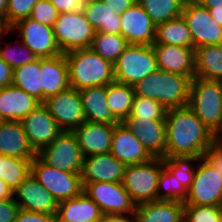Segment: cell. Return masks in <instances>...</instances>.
Segmentation results:
<instances>
[{
	"instance_id": "obj_1",
	"label": "cell",
	"mask_w": 222,
	"mask_h": 222,
	"mask_svg": "<svg viewBox=\"0 0 222 222\" xmlns=\"http://www.w3.org/2000/svg\"><path fill=\"white\" fill-rule=\"evenodd\" d=\"M165 125V157H203L206 149L218 138L188 105L168 109Z\"/></svg>"
},
{
	"instance_id": "obj_2",
	"label": "cell",
	"mask_w": 222,
	"mask_h": 222,
	"mask_svg": "<svg viewBox=\"0 0 222 222\" xmlns=\"http://www.w3.org/2000/svg\"><path fill=\"white\" fill-rule=\"evenodd\" d=\"M191 80L188 76L157 70L133 88L136 96L155 99L168 110L188 105Z\"/></svg>"
},
{
	"instance_id": "obj_3",
	"label": "cell",
	"mask_w": 222,
	"mask_h": 222,
	"mask_svg": "<svg viewBox=\"0 0 222 222\" xmlns=\"http://www.w3.org/2000/svg\"><path fill=\"white\" fill-rule=\"evenodd\" d=\"M65 57L68 63L70 87L78 91L106 86L115 81L114 65L91 48L68 52Z\"/></svg>"
},
{
	"instance_id": "obj_4",
	"label": "cell",
	"mask_w": 222,
	"mask_h": 222,
	"mask_svg": "<svg viewBox=\"0 0 222 222\" xmlns=\"http://www.w3.org/2000/svg\"><path fill=\"white\" fill-rule=\"evenodd\" d=\"M188 106L218 138L222 134V90L217 80L194 77Z\"/></svg>"
},
{
	"instance_id": "obj_5",
	"label": "cell",
	"mask_w": 222,
	"mask_h": 222,
	"mask_svg": "<svg viewBox=\"0 0 222 222\" xmlns=\"http://www.w3.org/2000/svg\"><path fill=\"white\" fill-rule=\"evenodd\" d=\"M113 65L115 81L131 86L158 70L152 45L129 44Z\"/></svg>"
},
{
	"instance_id": "obj_6",
	"label": "cell",
	"mask_w": 222,
	"mask_h": 222,
	"mask_svg": "<svg viewBox=\"0 0 222 222\" xmlns=\"http://www.w3.org/2000/svg\"><path fill=\"white\" fill-rule=\"evenodd\" d=\"M163 166V158L126 166L122 184L136 206L157 200L158 180Z\"/></svg>"
},
{
	"instance_id": "obj_7",
	"label": "cell",
	"mask_w": 222,
	"mask_h": 222,
	"mask_svg": "<svg viewBox=\"0 0 222 222\" xmlns=\"http://www.w3.org/2000/svg\"><path fill=\"white\" fill-rule=\"evenodd\" d=\"M53 32L62 54H66L90 48L96 31L83 11H74L60 13L54 22Z\"/></svg>"
},
{
	"instance_id": "obj_8",
	"label": "cell",
	"mask_w": 222,
	"mask_h": 222,
	"mask_svg": "<svg viewBox=\"0 0 222 222\" xmlns=\"http://www.w3.org/2000/svg\"><path fill=\"white\" fill-rule=\"evenodd\" d=\"M31 173L58 203L83 192L81 174L61 171L44 163L38 156L31 161Z\"/></svg>"
},
{
	"instance_id": "obj_9",
	"label": "cell",
	"mask_w": 222,
	"mask_h": 222,
	"mask_svg": "<svg viewBox=\"0 0 222 222\" xmlns=\"http://www.w3.org/2000/svg\"><path fill=\"white\" fill-rule=\"evenodd\" d=\"M37 156L46 164L70 173L82 172L83 155L72 131H62Z\"/></svg>"
},
{
	"instance_id": "obj_10",
	"label": "cell",
	"mask_w": 222,
	"mask_h": 222,
	"mask_svg": "<svg viewBox=\"0 0 222 222\" xmlns=\"http://www.w3.org/2000/svg\"><path fill=\"white\" fill-rule=\"evenodd\" d=\"M184 204L222 206V176L203 157L197 163Z\"/></svg>"
},
{
	"instance_id": "obj_11",
	"label": "cell",
	"mask_w": 222,
	"mask_h": 222,
	"mask_svg": "<svg viewBox=\"0 0 222 222\" xmlns=\"http://www.w3.org/2000/svg\"><path fill=\"white\" fill-rule=\"evenodd\" d=\"M182 16L192 35L193 48L222 44V26L209 14L207 8L195 0H186Z\"/></svg>"
},
{
	"instance_id": "obj_12",
	"label": "cell",
	"mask_w": 222,
	"mask_h": 222,
	"mask_svg": "<svg viewBox=\"0 0 222 222\" xmlns=\"http://www.w3.org/2000/svg\"><path fill=\"white\" fill-rule=\"evenodd\" d=\"M85 192L101 209L103 214H134L132 202L122 183L82 182Z\"/></svg>"
},
{
	"instance_id": "obj_13",
	"label": "cell",
	"mask_w": 222,
	"mask_h": 222,
	"mask_svg": "<svg viewBox=\"0 0 222 222\" xmlns=\"http://www.w3.org/2000/svg\"><path fill=\"white\" fill-rule=\"evenodd\" d=\"M10 30L19 33V40L27 46L37 58H51L62 54L53 27L41 24L30 17L14 24Z\"/></svg>"
},
{
	"instance_id": "obj_14",
	"label": "cell",
	"mask_w": 222,
	"mask_h": 222,
	"mask_svg": "<svg viewBox=\"0 0 222 222\" xmlns=\"http://www.w3.org/2000/svg\"><path fill=\"white\" fill-rule=\"evenodd\" d=\"M62 131H73L85 120L79 91L69 87L43 102Z\"/></svg>"
},
{
	"instance_id": "obj_15",
	"label": "cell",
	"mask_w": 222,
	"mask_h": 222,
	"mask_svg": "<svg viewBox=\"0 0 222 222\" xmlns=\"http://www.w3.org/2000/svg\"><path fill=\"white\" fill-rule=\"evenodd\" d=\"M20 123L36 153L48 146L62 132L43 103L21 119Z\"/></svg>"
},
{
	"instance_id": "obj_16",
	"label": "cell",
	"mask_w": 222,
	"mask_h": 222,
	"mask_svg": "<svg viewBox=\"0 0 222 222\" xmlns=\"http://www.w3.org/2000/svg\"><path fill=\"white\" fill-rule=\"evenodd\" d=\"M20 209L44 214H57L58 202L30 173L13 191Z\"/></svg>"
},
{
	"instance_id": "obj_17",
	"label": "cell",
	"mask_w": 222,
	"mask_h": 222,
	"mask_svg": "<svg viewBox=\"0 0 222 222\" xmlns=\"http://www.w3.org/2000/svg\"><path fill=\"white\" fill-rule=\"evenodd\" d=\"M121 35L128 44L153 45L156 26L136 1L120 14Z\"/></svg>"
},
{
	"instance_id": "obj_18",
	"label": "cell",
	"mask_w": 222,
	"mask_h": 222,
	"mask_svg": "<svg viewBox=\"0 0 222 222\" xmlns=\"http://www.w3.org/2000/svg\"><path fill=\"white\" fill-rule=\"evenodd\" d=\"M122 123L135 134L153 158H165V120H139V117H129Z\"/></svg>"
},
{
	"instance_id": "obj_19",
	"label": "cell",
	"mask_w": 222,
	"mask_h": 222,
	"mask_svg": "<svg viewBox=\"0 0 222 222\" xmlns=\"http://www.w3.org/2000/svg\"><path fill=\"white\" fill-rule=\"evenodd\" d=\"M109 153L126 166L143 164L153 158L123 123L114 126Z\"/></svg>"
},
{
	"instance_id": "obj_20",
	"label": "cell",
	"mask_w": 222,
	"mask_h": 222,
	"mask_svg": "<svg viewBox=\"0 0 222 222\" xmlns=\"http://www.w3.org/2000/svg\"><path fill=\"white\" fill-rule=\"evenodd\" d=\"M158 70L195 77V49L167 44L152 45Z\"/></svg>"
},
{
	"instance_id": "obj_21",
	"label": "cell",
	"mask_w": 222,
	"mask_h": 222,
	"mask_svg": "<svg viewBox=\"0 0 222 222\" xmlns=\"http://www.w3.org/2000/svg\"><path fill=\"white\" fill-rule=\"evenodd\" d=\"M126 165L110 153L86 156L83 159L82 182L122 183Z\"/></svg>"
},
{
	"instance_id": "obj_22",
	"label": "cell",
	"mask_w": 222,
	"mask_h": 222,
	"mask_svg": "<svg viewBox=\"0 0 222 222\" xmlns=\"http://www.w3.org/2000/svg\"><path fill=\"white\" fill-rule=\"evenodd\" d=\"M115 125L84 121L72 132L77 138L83 157L110 152Z\"/></svg>"
},
{
	"instance_id": "obj_23",
	"label": "cell",
	"mask_w": 222,
	"mask_h": 222,
	"mask_svg": "<svg viewBox=\"0 0 222 222\" xmlns=\"http://www.w3.org/2000/svg\"><path fill=\"white\" fill-rule=\"evenodd\" d=\"M41 103L70 87L69 69L65 54L41 58Z\"/></svg>"
},
{
	"instance_id": "obj_24",
	"label": "cell",
	"mask_w": 222,
	"mask_h": 222,
	"mask_svg": "<svg viewBox=\"0 0 222 222\" xmlns=\"http://www.w3.org/2000/svg\"><path fill=\"white\" fill-rule=\"evenodd\" d=\"M40 102L13 85L0 89V115L4 121H20Z\"/></svg>"
},
{
	"instance_id": "obj_25",
	"label": "cell",
	"mask_w": 222,
	"mask_h": 222,
	"mask_svg": "<svg viewBox=\"0 0 222 222\" xmlns=\"http://www.w3.org/2000/svg\"><path fill=\"white\" fill-rule=\"evenodd\" d=\"M100 207L85 193L75 198L59 202L57 222H101Z\"/></svg>"
},
{
	"instance_id": "obj_26",
	"label": "cell",
	"mask_w": 222,
	"mask_h": 222,
	"mask_svg": "<svg viewBox=\"0 0 222 222\" xmlns=\"http://www.w3.org/2000/svg\"><path fill=\"white\" fill-rule=\"evenodd\" d=\"M0 155L21 159H34L37 156L20 121H4L0 126Z\"/></svg>"
},
{
	"instance_id": "obj_27",
	"label": "cell",
	"mask_w": 222,
	"mask_h": 222,
	"mask_svg": "<svg viewBox=\"0 0 222 222\" xmlns=\"http://www.w3.org/2000/svg\"><path fill=\"white\" fill-rule=\"evenodd\" d=\"M135 222H184V202L155 200L135 207Z\"/></svg>"
},
{
	"instance_id": "obj_28",
	"label": "cell",
	"mask_w": 222,
	"mask_h": 222,
	"mask_svg": "<svg viewBox=\"0 0 222 222\" xmlns=\"http://www.w3.org/2000/svg\"><path fill=\"white\" fill-rule=\"evenodd\" d=\"M87 122L117 125L106 98V86L85 88L79 91Z\"/></svg>"
},
{
	"instance_id": "obj_29",
	"label": "cell",
	"mask_w": 222,
	"mask_h": 222,
	"mask_svg": "<svg viewBox=\"0 0 222 222\" xmlns=\"http://www.w3.org/2000/svg\"><path fill=\"white\" fill-rule=\"evenodd\" d=\"M82 11L96 32L121 34L120 14L106 6L102 0L84 2Z\"/></svg>"
},
{
	"instance_id": "obj_30",
	"label": "cell",
	"mask_w": 222,
	"mask_h": 222,
	"mask_svg": "<svg viewBox=\"0 0 222 222\" xmlns=\"http://www.w3.org/2000/svg\"><path fill=\"white\" fill-rule=\"evenodd\" d=\"M195 77L222 80V44L195 49Z\"/></svg>"
},
{
	"instance_id": "obj_31",
	"label": "cell",
	"mask_w": 222,
	"mask_h": 222,
	"mask_svg": "<svg viewBox=\"0 0 222 222\" xmlns=\"http://www.w3.org/2000/svg\"><path fill=\"white\" fill-rule=\"evenodd\" d=\"M153 44H167L193 48V40L187 22L182 15L156 25Z\"/></svg>"
},
{
	"instance_id": "obj_32",
	"label": "cell",
	"mask_w": 222,
	"mask_h": 222,
	"mask_svg": "<svg viewBox=\"0 0 222 222\" xmlns=\"http://www.w3.org/2000/svg\"><path fill=\"white\" fill-rule=\"evenodd\" d=\"M134 96V88L131 85L116 81L106 85L107 104L120 123L129 118Z\"/></svg>"
},
{
	"instance_id": "obj_33",
	"label": "cell",
	"mask_w": 222,
	"mask_h": 222,
	"mask_svg": "<svg viewBox=\"0 0 222 222\" xmlns=\"http://www.w3.org/2000/svg\"><path fill=\"white\" fill-rule=\"evenodd\" d=\"M41 58L13 69L12 85L24 90L41 103Z\"/></svg>"
},
{
	"instance_id": "obj_34",
	"label": "cell",
	"mask_w": 222,
	"mask_h": 222,
	"mask_svg": "<svg viewBox=\"0 0 222 222\" xmlns=\"http://www.w3.org/2000/svg\"><path fill=\"white\" fill-rule=\"evenodd\" d=\"M185 1L186 0H137L155 26L182 15Z\"/></svg>"
},
{
	"instance_id": "obj_35",
	"label": "cell",
	"mask_w": 222,
	"mask_h": 222,
	"mask_svg": "<svg viewBox=\"0 0 222 222\" xmlns=\"http://www.w3.org/2000/svg\"><path fill=\"white\" fill-rule=\"evenodd\" d=\"M0 155V178L14 191L31 173V161Z\"/></svg>"
},
{
	"instance_id": "obj_36",
	"label": "cell",
	"mask_w": 222,
	"mask_h": 222,
	"mask_svg": "<svg viewBox=\"0 0 222 222\" xmlns=\"http://www.w3.org/2000/svg\"><path fill=\"white\" fill-rule=\"evenodd\" d=\"M128 45L121 34L95 32L90 48L114 64Z\"/></svg>"
},
{
	"instance_id": "obj_37",
	"label": "cell",
	"mask_w": 222,
	"mask_h": 222,
	"mask_svg": "<svg viewBox=\"0 0 222 222\" xmlns=\"http://www.w3.org/2000/svg\"><path fill=\"white\" fill-rule=\"evenodd\" d=\"M200 158L194 156L165 157L163 158V164L188 190L193 182Z\"/></svg>"
},
{
	"instance_id": "obj_38",
	"label": "cell",
	"mask_w": 222,
	"mask_h": 222,
	"mask_svg": "<svg viewBox=\"0 0 222 222\" xmlns=\"http://www.w3.org/2000/svg\"><path fill=\"white\" fill-rule=\"evenodd\" d=\"M187 192L183 184L163 166L158 180L157 200L184 202Z\"/></svg>"
},
{
	"instance_id": "obj_39",
	"label": "cell",
	"mask_w": 222,
	"mask_h": 222,
	"mask_svg": "<svg viewBox=\"0 0 222 222\" xmlns=\"http://www.w3.org/2000/svg\"><path fill=\"white\" fill-rule=\"evenodd\" d=\"M12 31L8 29L0 40V57L13 69L37 59L36 55L21 41L20 44L14 46L13 42H7L4 39L6 34H11ZM6 43H5V42ZM5 43L4 46L1 45ZM12 45V47H11ZM3 46V47H2ZM14 46V47H13Z\"/></svg>"
},
{
	"instance_id": "obj_40",
	"label": "cell",
	"mask_w": 222,
	"mask_h": 222,
	"mask_svg": "<svg viewBox=\"0 0 222 222\" xmlns=\"http://www.w3.org/2000/svg\"><path fill=\"white\" fill-rule=\"evenodd\" d=\"M166 112L155 99L135 95L129 117H139V120H165Z\"/></svg>"
},
{
	"instance_id": "obj_41",
	"label": "cell",
	"mask_w": 222,
	"mask_h": 222,
	"mask_svg": "<svg viewBox=\"0 0 222 222\" xmlns=\"http://www.w3.org/2000/svg\"><path fill=\"white\" fill-rule=\"evenodd\" d=\"M222 206L184 204V222H221Z\"/></svg>"
},
{
	"instance_id": "obj_42",
	"label": "cell",
	"mask_w": 222,
	"mask_h": 222,
	"mask_svg": "<svg viewBox=\"0 0 222 222\" xmlns=\"http://www.w3.org/2000/svg\"><path fill=\"white\" fill-rule=\"evenodd\" d=\"M39 0H8L7 28L10 29L18 21L30 17L31 11Z\"/></svg>"
},
{
	"instance_id": "obj_43",
	"label": "cell",
	"mask_w": 222,
	"mask_h": 222,
	"mask_svg": "<svg viewBox=\"0 0 222 222\" xmlns=\"http://www.w3.org/2000/svg\"><path fill=\"white\" fill-rule=\"evenodd\" d=\"M58 11L49 0H39L33 7L30 18L53 27L58 18Z\"/></svg>"
},
{
	"instance_id": "obj_44",
	"label": "cell",
	"mask_w": 222,
	"mask_h": 222,
	"mask_svg": "<svg viewBox=\"0 0 222 222\" xmlns=\"http://www.w3.org/2000/svg\"><path fill=\"white\" fill-rule=\"evenodd\" d=\"M203 158L222 176V141L217 138L205 151Z\"/></svg>"
},
{
	"instance_id": "obj_45",
	"label": "cell",
	"mask_w": 222,
	"mask_h": 222,
	"mask_svg": "<svg viewBox=\"0 0 222 222\" xmlns=\"http://www.w3.org/2000/svg\"><path fill=\"white\" fill-rule=\"evenodd\" d=\"M14 222H57L56 215L20 209Z\"/></svg>"
},
{
	"instance_id": "obj_46",
	"label": "cell",
	"mask_w": 222,
	"mask_h": 222,
	"mask_svg": "<svg viewBox=\"0 0 222 222\" xmlns=\"http://www.w3.org/2000/svg\"><path fill=\"white\" fill-rule=\"evenodd\" d=\"M20 207L14 197L7 200H0V222H14Z\"/></svg>"
},
{
	"instance_id": "obj_47",
	"label": "cell",
	"mask_w": 222,
	"mask_h": 222,
	"mask_svg": "<svg viewBox=\"0 0 222 222\" xmlns=\"http://www.w3.org/2000/svg\"><path fill=\"white\" fill-rule=\"evenodd\" d=\"M57 9L58 13H68L74 11H82L83 0H49Z\"/></svg>"
},
{
	"instance_id": "obj_48",
	"label": "cell",
	"mask_w": 222,
	"mask_h": 222,
	"mask_svg": "<svg viewBox=\"0 0 222 222\" xmlns=\"http://www.w3.org/2000/svg\"><path fill=\"white\" fill-rule=\"evenodd\" d=\"M13 68L0 57V89L12 85Z\"/></svg>"
},
{
	"instance_id": "obj_49",
	"label": "cell",
	"mask_w": 222,
	"mask_h": 222,
	"mask_svg": "<svg viewBox=\"0 0 222 222\" xmlns=\"http://www.w3.org/2000/svg\"><path fill=\"white\" fill-rule=\"evenodd\" d=\"M106 6L117 10L119 14L127 10L137 0H102Z\"/></svg>"
},
{
	"instance_id": "obj_50",
	"label": "cell",
	"mask_w": 222,
	"mask_h": 222,
	"mask_svg": "<svg viewBox=\"0 0 222 222\" xmlns=\"http://www.w3.org/2000/svg\"><path fill=\"white\" fill-rule=\"evenodd\" d=\"M101 222H135L133 214H104Z\"/></svg>"
},
{
	"instance_id": "obj_51",
	"label": "cell",
	"mask_w": 222,
	"mask_h": 222,
	"mask_svg": "<svg viewBox=\"0 0 222 222\" xmlns=\"http://www.w3.org/2000/svg\"><path fill=\"white\" fill-rule=\"evenodd\" d=\"M13 198V190L0 178V200Z\"/></svg>"
},
{
	"instance_id": "obj_52",
	"label": "cell",
	"mask_w": 222,
	"mask_h": 222,
	"mask_svg": "<svg viewBox=\"0 0 222 222\" xmlns=\"http://www.w3.org/2000/svg\"><path fill=\"white\" fill-rule=\"evenodd\" d=\"M197 1L201 6L209 9V8H222V0H195Z\"/></svg>"
},
{
	"instance_id": "obj_53",
	"label": "cell",
	"mask_w": 222,
	"mask_h": 222,
	"mask_svg": "<svg viewBox=\"0 0 222 222\" xmlns=\"http://www.w3.org/2000/svg\"><path fill=\"white\" fill-rule=\"evenodd\" d=\"M208 11L212 18L217 22V24L222 26V8L213 7L209 8Z\"/></svg>"
},
{
	"instance_id": "obj_54",
	"label": "cell",
	"mask_w": 222,
	"mask_h": 222,
	"mask_svg": "<svg viewBox=\"0 0 222 222\" xmlns=\"http://www.w3.org/2000/svg\"><path fill=\"white\" fill-rule=\"evenodd\" d=\"M7 5L8 0H0V19L4 21L7 26Z\"/></svg>"
},
{
	"instance_id": "obj_55",
	"label": "cell",
	"mask_w": 222,
	"mask_h": 222,
	"mask_svg": "<svg viewBox=\"0 0 222 222\" xmlns=\"http://www.w3.org/2000/svg\"><path fill=\"white\" fill-rule=\"evenodd\" d=\"M8 30L7 26L5 25L4 21L0 19V40L3 34Z\"/></svg>"
},
{
	"instance_id": "obj_56",
	"label": "cell",
	"mask_w": 222,
	"mask_h": 222,
	"mask_svg": "<svg viewBox=\"0 0 222 222\" xmlns=\"http://www.w3.org/2000/svg\"><path fill=\"white\" fill-rule=\"evenodd\" d=\"M3 122H4V120L2 119V117L0 115V126L2 125Z\"/></svg>"
}]
</instances>
